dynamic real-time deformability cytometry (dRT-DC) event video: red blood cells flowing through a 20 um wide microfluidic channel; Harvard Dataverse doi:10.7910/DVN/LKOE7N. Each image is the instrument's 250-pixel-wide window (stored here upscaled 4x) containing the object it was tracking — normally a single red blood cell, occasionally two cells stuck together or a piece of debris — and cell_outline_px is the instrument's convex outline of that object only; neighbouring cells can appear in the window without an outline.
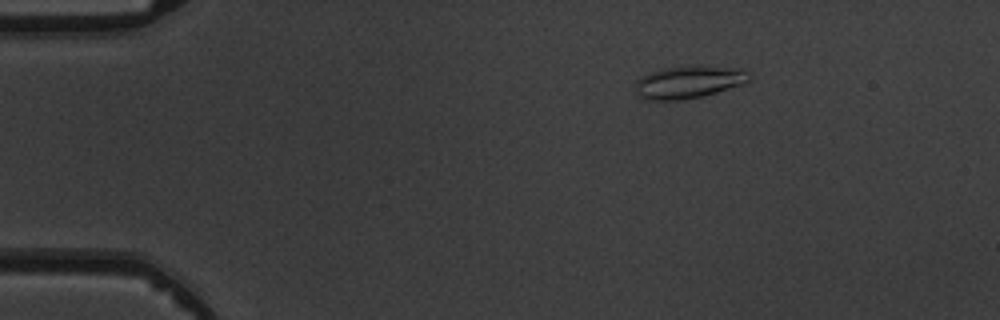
{"species": "common noctule bat (a hibernating species)", "species_latin": "Nyctalus noctula", "temperature_condition": "warm", "stored_images_in_passage": 5, "camera_frame_rate_fps": 3000, "um_per_image_px": 0.085, "animal": {"sex": "male", "body_mass_g": 19.5, "forearm_length_mm": 54.6}, "frame": {"image": 1, "passage_image": 3, "time_ms": 2.667, "image_size_px": [1000, 320], "cell_outline_px": [[752, 76], [744, 84], [716, 92], [700, 96], [680, 100], [644, 100], [636, 96], [636, 80], [640, 76], [648, 72], [664, 68], [744, 68]], "centroid_in_image_um": [58.48, 7.01], "position_along_channel_um": 26.5, "area_um2": 21.04}}